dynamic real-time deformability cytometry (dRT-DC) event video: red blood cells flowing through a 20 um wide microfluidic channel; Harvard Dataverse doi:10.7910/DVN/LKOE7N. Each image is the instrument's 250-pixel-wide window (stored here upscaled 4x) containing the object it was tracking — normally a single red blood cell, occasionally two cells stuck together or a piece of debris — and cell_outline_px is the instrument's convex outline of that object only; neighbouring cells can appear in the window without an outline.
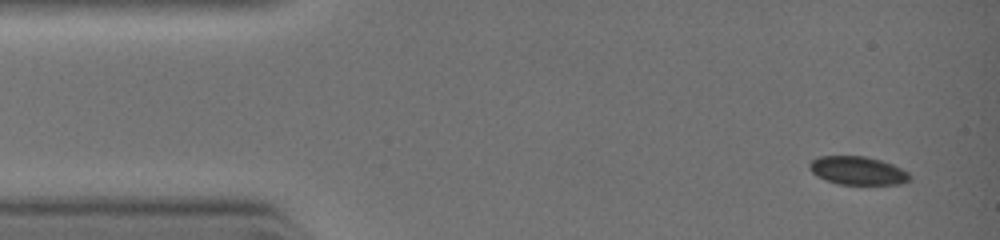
{"species": "common noctule bat (a hibernating species)", "species_latin": "Nyctalus noctula", "temperature_condition": "warm", "stored_images_in_passage": 4, "camera_frame_rate_fps": 3000, "um_per_image_px": 0.085, "animal": {"sex": "female", "body_mass_g": 19.0, "forearm_length_mm": 51.5}, "frame": {"image": 1, "passage_image": 1, "time_ms": 0.0, "image_size_px": [1000, 240], "cell_outline_px": [[908, 180], [896, 184], [840, 184], [816, 176], [808, 168], [808, 164], [812, 160], [820, 156], [864, 156], [880, 160], [892, 164], [908, 172]], "centroid_in_image_um": [72.84, 14.49], "position_along_channel_um": 12.2, "area_um2": 16.24}}
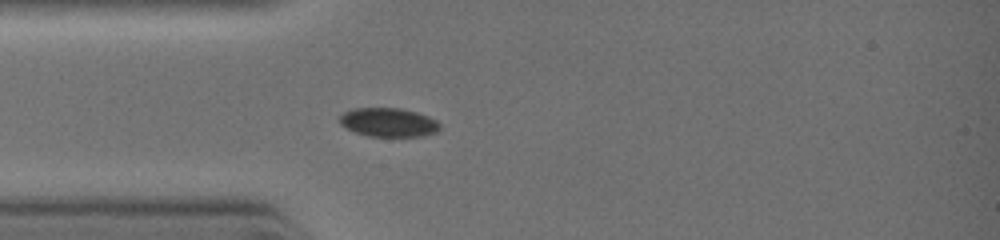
{"frame": {"image": 2, "passage_image": 4, "time_ms": 2.333, "image_size_px": [1000, 240], "cell_outline_px": [[440, 128], [436, 132], [420, 136], [368, 136], [356, 132], [340, 124], [340, 116], [344, 112], [352, 108], [400, 108], [416, 112], [428, 116], [436, 120], [440, 124]], "centroid_in_image_um": [33.02, 10.39], "position_along_channel_um": 52.0, "area_um2": 16.7}}